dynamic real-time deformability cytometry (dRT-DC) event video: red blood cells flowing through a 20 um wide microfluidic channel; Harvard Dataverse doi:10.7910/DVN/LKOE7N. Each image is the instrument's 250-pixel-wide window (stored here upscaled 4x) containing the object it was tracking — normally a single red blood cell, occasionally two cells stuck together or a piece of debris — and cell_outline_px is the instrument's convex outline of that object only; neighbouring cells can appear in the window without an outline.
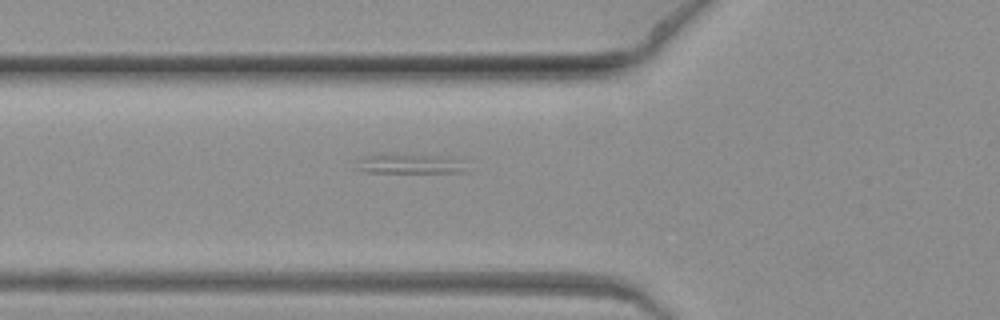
{"species": "common noctule bat (a hibernating species)", "species_latin": "Nyctalus noctula", "temperature_condition": "warm", "stored_images_in_passage": 6, "camera_frame_rate_fps": 3000, "um_per_image_px": 0.085, "animal": {"sex": "female", "body_mass_g": 19.3, "forearm_length_mm": 54.1}, "frame": {"image": 1, "passage_image": 6, "time_ms": 1.667, "image_size_px": [1000, 320], "cell_outline_px": [[464, 172], [364, 172], [356, 168], [368, 156], [388, 152], [392, 152], [452, 156], [464, 160]], "centroid_in_image_um": [34.94, 13.88], "position_along_channel_um": 90.9, "area_um2": 12.95}}